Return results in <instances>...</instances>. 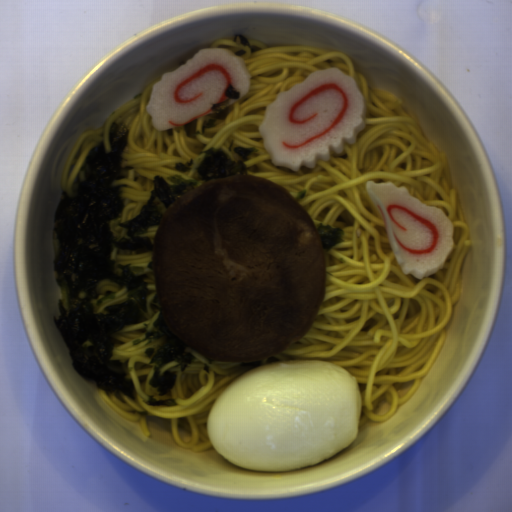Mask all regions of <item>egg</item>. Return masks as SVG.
I'll return each instance as SVG.
<instances>
[{
    "label": "egg",
    "instance_id": "egg-1",
    "mask_svg": "<svg viewBox=\"0 0 512 512\" xmlns=\"http://www.w3.org/2000/svg\"><path fill=\"white\" fill-rule=\"evenodd\" d=\"M363 411L356 374L333 361L295 358L246 370L213 400L206 435L239 468L318 465L355 441Z\"/></svg>",
    "mask_w": 512,
    "mask_h": 512
}]
</instances>
